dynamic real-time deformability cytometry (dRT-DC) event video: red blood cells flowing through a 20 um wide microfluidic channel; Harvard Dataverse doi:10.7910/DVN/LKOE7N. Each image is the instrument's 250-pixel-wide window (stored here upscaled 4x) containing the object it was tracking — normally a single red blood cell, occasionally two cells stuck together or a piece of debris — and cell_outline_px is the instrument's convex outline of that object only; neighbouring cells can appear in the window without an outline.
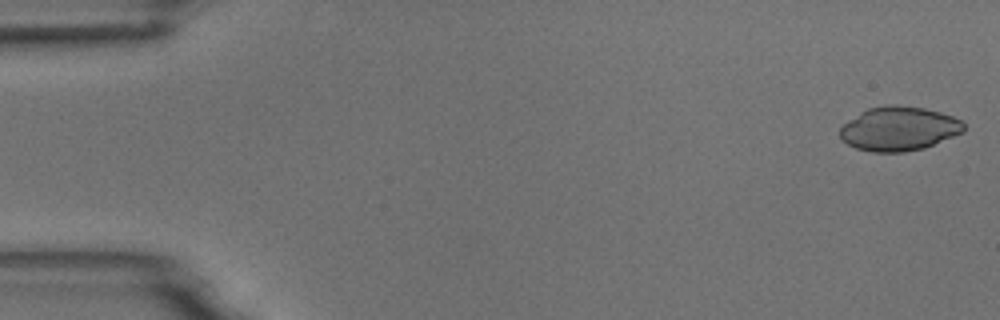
{"species": "common noctule bat (a hibernating species)", "species_latin": "Nyctalus noctula", "temperature_condition": "room temperature", "stored_images_in_passage": 5, "camera_frame_rate_fps": 3000, "um_per_image_px": 0.085, "animal": {"sex": "male", "body_mass_g": 18.8}, "frame": {"image": 1, "passage_image": 1, "time_ms": 0.0, "image_size_px": [1000, 320], "cell_outline_px": [[964, 132], [924, 148], [904, 152], [872, 152], [856, 148], [840, 140], [840, 128], [848, 120], [860, 112], [868, 108], [884, 104], [896, 104], [924, 108], [940, 112], [952, 116], [960, 120], [964, 124]], "centroid_in_image_um": [76.39, 10.93], "position_along_channel_um": 8.6, "area_um2": 32.02}}